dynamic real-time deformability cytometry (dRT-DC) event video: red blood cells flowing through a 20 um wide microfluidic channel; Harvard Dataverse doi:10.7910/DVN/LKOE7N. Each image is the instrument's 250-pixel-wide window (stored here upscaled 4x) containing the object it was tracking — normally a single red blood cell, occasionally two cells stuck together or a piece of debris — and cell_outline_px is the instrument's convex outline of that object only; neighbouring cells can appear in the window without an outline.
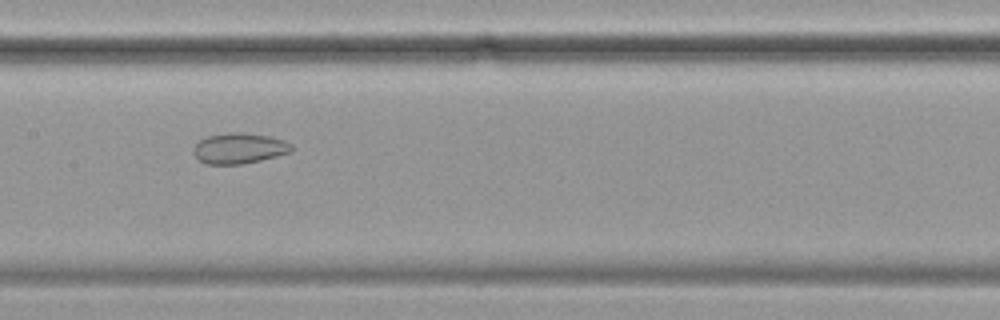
{"species": "common noctule bat (a hibernating species)", "species_latin": "Nyctalus noctula", "temperature_condition": "cold", "stored_images_in_passage": 37, "camera_frame_rate_fps": 3000, "um_per_image_px": 0.085, "animal": {"sex": "female", "body_mass_g": 19.9}, "frame": {"image": 1, "passage_image": 11, "time_ms": 3.333, "image_size_px": [1000, 320], "cell_outline_px": [[292, 152], [260, 160], [240, 164], [204, 164], [192, 152], [192, 148], [200, 140], [208, 136], [228, 132], [244, 132], [272, 136], [284, 140], [292, 144]], "centroid_in_image_um": [20.34, 12.59], "position_along_channel_um": 187.1, "area_um2": 17.63}}